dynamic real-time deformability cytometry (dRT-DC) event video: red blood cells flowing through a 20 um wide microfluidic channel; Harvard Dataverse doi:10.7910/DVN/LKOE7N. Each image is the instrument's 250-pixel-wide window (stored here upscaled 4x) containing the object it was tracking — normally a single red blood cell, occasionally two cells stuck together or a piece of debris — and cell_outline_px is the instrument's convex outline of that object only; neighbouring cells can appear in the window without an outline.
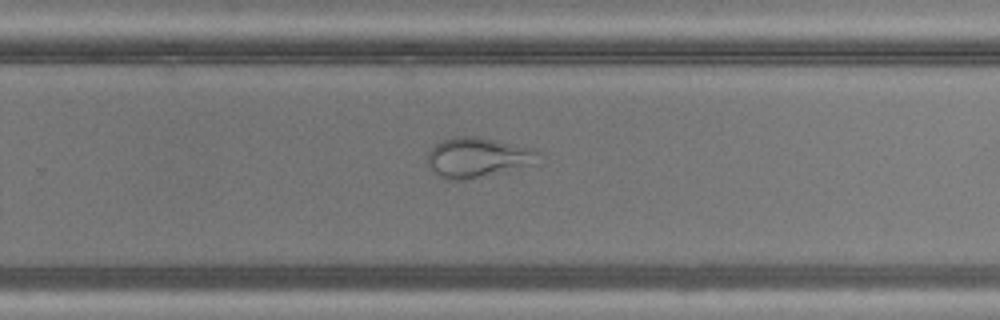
{"species": "common noctule bat (a hibernating species)", "species_latin": "Nyctalus noctula", "temperature_condition": "warm", "stored_images_in_passage": 47, "camera_frame_rate_fps": 3000, "um_per_image_px": 0.085, "animal": {"sex": "male", "body_mass_g": 20.5, "forearm_length_mm": 52.5}, "frame": {"image": 1, "passage_image": 31, "time_ms": 10.0, "image_size_px": [1000, 320], "cell_outline_px": [[540, 164], [464, 180], [448, 180], [440, 176], [428, 164], [428, 152], [440, 140], [452, 136], [472, 136], [516, 144], [536, 148], [540, 152]], "centroid_in_image_um": [40.68, 13.37], "position_along_channel_um": 289.1, "area_um2": 26.07}}
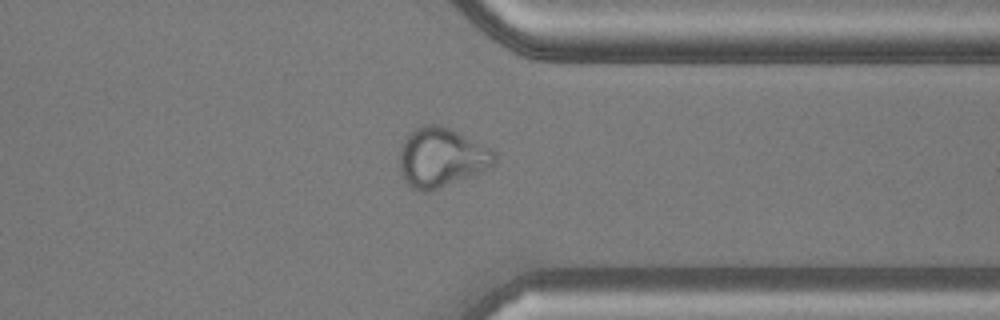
{"frame": {"image": 2, "passage_image": 37, "time_ms": 12.0, "image_size_px": [1000, 320], "cell_outline_px": [[496, 164], [428, 192], [424, 192], [412, 188], [404, 180], [400, 172], [400, 148], [408, 136], [420, 124], [436, 124], [448, 128], [496, 152]], "centroid_in_image_um": [37.47, 13.38], "position_along_channel_um": 373.9, "area_um2": 31.91}}
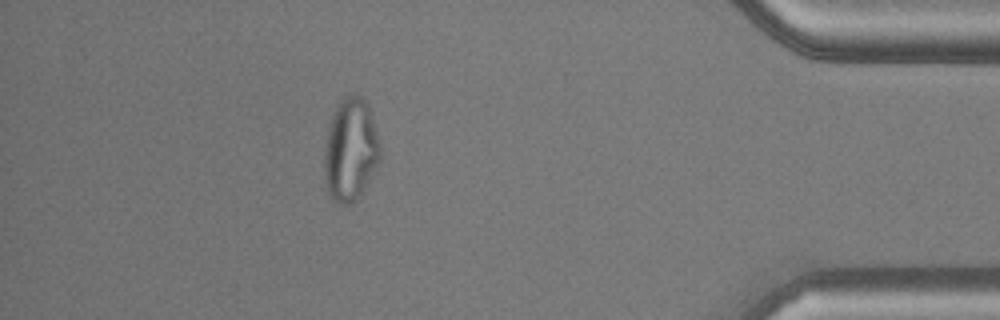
{"frame": {"image": 3, "passage_image": 42, "time_ms": 13.667, "image_size_px": [1000, 320], "cell_outline_px": [[380, 160], [364, 192], [356, 200], [348, 204], [336, 204], [332, 200], [328, 192], [324, 176], [324, 148], [328, 128], [332, 112], [340, 100], [348, 92], [360, 96], [368, 104], [372, 116], [380, 144]], "centroid_in_image_um": [29.79, 12.74], "position_along_channel_um": 405.4, "area_um2": 34.1}}